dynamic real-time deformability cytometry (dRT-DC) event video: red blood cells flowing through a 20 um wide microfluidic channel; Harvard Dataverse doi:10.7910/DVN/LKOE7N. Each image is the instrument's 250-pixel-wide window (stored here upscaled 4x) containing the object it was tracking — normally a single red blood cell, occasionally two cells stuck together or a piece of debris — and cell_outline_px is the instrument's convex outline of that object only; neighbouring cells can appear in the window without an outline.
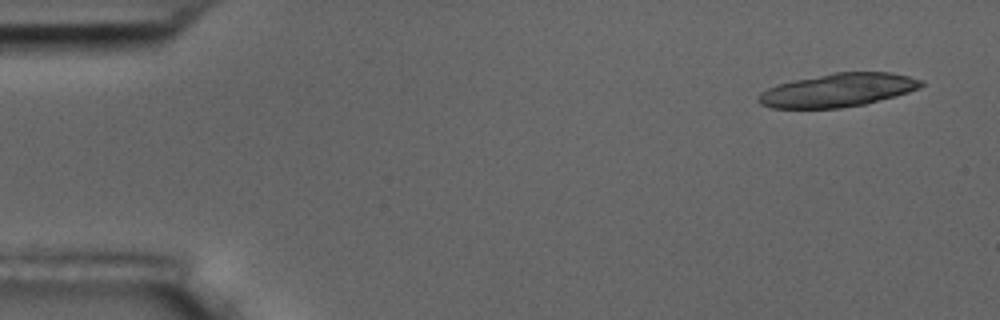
{"species": "common noctule bat (a hibernating species)", "species_latin": "Nyctalus noctula", "temperature_condition": "room temperature", "stored_images_in_passage": 7, "segment_of_instrument_passage": [1, 2], "camera_frame_rate_fps": 3000, "um_per_image_px": 0.085, "animal": {"sex": "male", "body_mass_g": 17.5, "forearm_length_mm": 52.3}, "frame": {"image": 1, "passage_image": 1, "time_ms": 0.0, "image_size_px": [1000, 320], "cell_outline_px": [[924, 84], [920, 88], [908, 92], [864, 104], [840, 108], [772, 108], [760, 104], [756, 100], [760, 92], [768, 88], [792, 80], [836, 72], [888, 72], [908, 76], [924, 80]], "centroid_in_image_um": [71.21, 7.66], "position_along_channel_um": 13.8, "area_um2": 31.56}}